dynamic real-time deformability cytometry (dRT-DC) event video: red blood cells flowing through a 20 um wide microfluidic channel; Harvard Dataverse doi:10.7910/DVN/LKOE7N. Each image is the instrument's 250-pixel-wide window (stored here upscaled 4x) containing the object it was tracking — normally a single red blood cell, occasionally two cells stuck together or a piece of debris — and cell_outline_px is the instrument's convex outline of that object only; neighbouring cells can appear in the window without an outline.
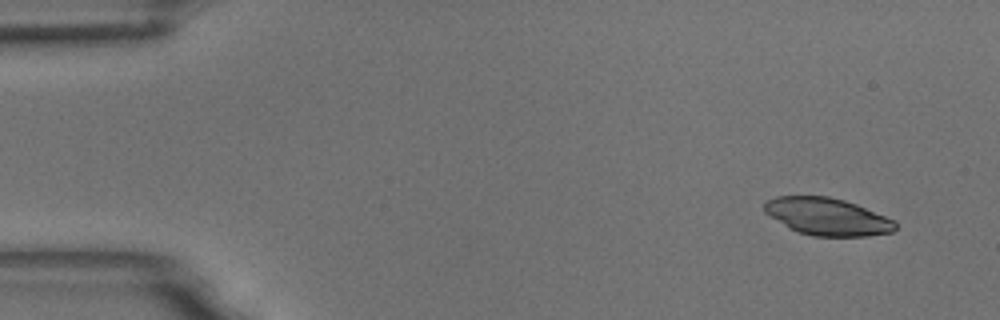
{"species": "common noctule bat (a hibernating species)", "species_latin": "Nyctalus noctula", "temperature_condition": "room temperature", "stored_images_in_passage": 5, "camera_frame_rate_fps": 3000, "um_per_image_px": 0.085, "animal": {"sex": "male", "body_mass_g": 18.8}, "frame": {"image": 1, "passage_image": 1, "time_ms": 0.0, "image_size_px": [1000, 320], "cell_outline_px": [[896, 228], [892, 232], [868, 236], [812, 236], [788, 228], [764, 212], [764, 200], [776, 196], [828, 196], [844, 200], [856, 204], [896, 220]], "centroid_in_image_um": [70.31, 18.41], "position_along_channel_um": 14.7, "area_um2": 28.61}}